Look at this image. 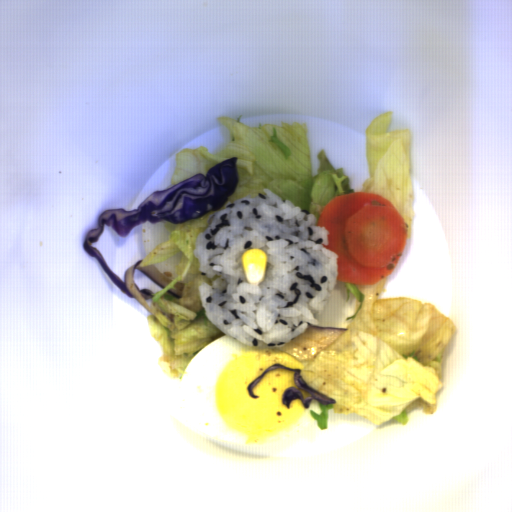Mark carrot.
<instances>
[{"mask_svg":"<svg viewBox=\"0 0 512 512\" xmlns=\"http://www.w3.org/2000/svg\"><path fill=\"white\" fill-rule=\"evenodd\" d=\"M315 227L328 231L323 248L336 253V280L374 285L403 257L407 234L399 212L376 193L354 191L327 202Z\"/></svg>","mask_w":512,"mask_h":512,"instance_id":"b8716197","label":"carrot"}]
</instances>
